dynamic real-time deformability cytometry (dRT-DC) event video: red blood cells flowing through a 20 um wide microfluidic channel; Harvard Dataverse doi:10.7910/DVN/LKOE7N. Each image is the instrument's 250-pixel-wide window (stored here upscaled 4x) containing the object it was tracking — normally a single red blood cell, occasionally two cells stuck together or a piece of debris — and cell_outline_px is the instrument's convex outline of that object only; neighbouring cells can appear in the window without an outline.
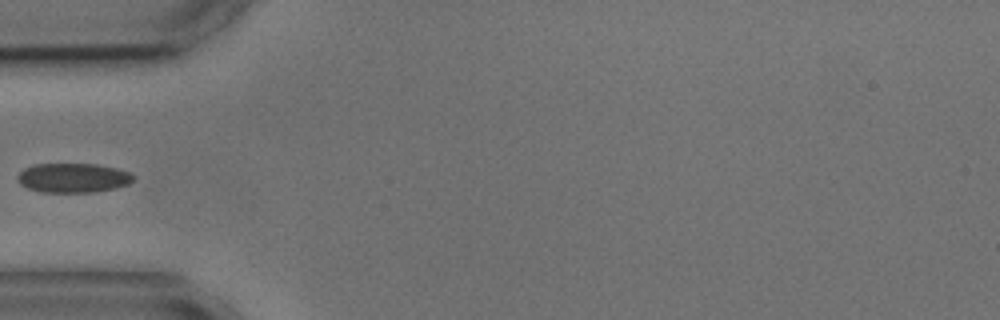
{"species": "common noctule bat (a hibernating species)", "species_latin": "Nyctalus noctula", "temperature_condition": "cold", "stored_images_in_passage": 2, "camera_frame_rate_fps": 3000, "um_per_image_px": 0.085, "animal": {"sex": "male", "body_mass_g": 17.9, "forearm_length_mm": 54.2}, "frame": {"image": 1, "passage_image": 2, "time_ms": 1.333, "image_size_px": [1000, 320], "cell_outline_px": [[136, 180], [128, 184], [116, 188], [92, 192], [40, 192], [28, 188], [20, 184], [16, 180], [16, 176], [24, 168], [32, 164], [96, 164], [116, 168], [128, 172], [136, 176]], "centroid_in_image_um": [6.21, 15.12], "position_along_channel_um": 78.8, "area_um2": 20.06}}